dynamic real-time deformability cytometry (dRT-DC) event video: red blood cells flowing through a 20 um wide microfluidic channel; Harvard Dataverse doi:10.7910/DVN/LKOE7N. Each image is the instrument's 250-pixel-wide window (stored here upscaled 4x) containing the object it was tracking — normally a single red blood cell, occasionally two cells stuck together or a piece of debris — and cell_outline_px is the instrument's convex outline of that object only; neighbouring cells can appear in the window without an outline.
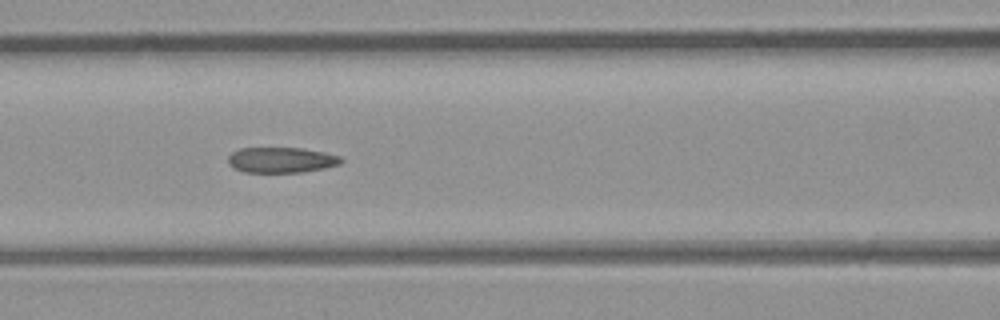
{"species": "common noctule bat (a hibernating species)", "species_latin": "Nyctalus noctula", "temperature_condition": "room temperature", "stored_images_in_passage": 36, "camera_frame_rate_fps": 3000, "um_per_image_px": 0.085, "animal": {"sex": "male", "body_mass_g": 23.1, "forearm_length_mm": 52.7}, "frame": {"image": 1, "passage_image": 11, "time_ms": 3.333, "image_size_px": [1000, 320], "cell_outline_px": [[344, 160], [340, 164], [324, 168], [304, 172], [244, 172], [232, 168], [228, 164], [228, 156], [232, 152], [240, 148], [300, 148], [324, 152], [340, 156]], "centroid_in_image_um": [23.89, 13.6], "position_along_channel_um": 142.7, "area_um2": 16.88}, "authors_computed_cell_mechanics": {"area_um2": 19.5364, "velocity_mm_per_s": 4.3795, "shape_relaxation_time_tau1_ms": 3.9518, "shape_relaxation_time_tau2_ms": 1.9121, "deformation_change_tau1": 0.1059, "deformation_change_tau2": 0.0739}}